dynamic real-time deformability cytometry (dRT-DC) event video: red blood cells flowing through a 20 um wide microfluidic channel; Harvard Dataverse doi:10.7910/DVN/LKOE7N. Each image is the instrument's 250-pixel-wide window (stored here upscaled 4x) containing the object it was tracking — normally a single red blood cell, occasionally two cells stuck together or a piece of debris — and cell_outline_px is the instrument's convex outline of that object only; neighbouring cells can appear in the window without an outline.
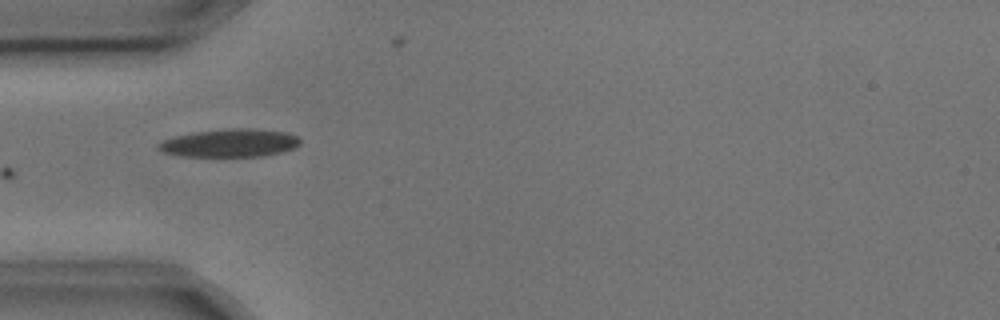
{"species": "common noctule bat (a hibernating species)", "species_latin": "Nyctalus noctula", "temperature_condition": "cold", "stored_images_in_passage": 7, "camera_frame_rate_fps": 3000, "um_per_image_px": 0.085, "animal": {"sex": "male", "body_mass_g": 17.9, "forearm_length_mm": 54.2}, "frame": {"image": 1, "passage_image": 5, "time_ms": 1.333, "image_size_px": [1000, 320], "cell_outline_px": [[300, 144], [296, 148], [284, 152], [264, 156], [180, 156], [160, 152], [156, 148], [156, 144], [164, 140], [176, 136], [196, 132], [228, 128], [252, 128], [288, 132], [296, 136], [300, 140]], "centroid_in_image_um": [19.56, 12.16], "position_along_channel_um": 65.4, "area_um2": 23.41}}